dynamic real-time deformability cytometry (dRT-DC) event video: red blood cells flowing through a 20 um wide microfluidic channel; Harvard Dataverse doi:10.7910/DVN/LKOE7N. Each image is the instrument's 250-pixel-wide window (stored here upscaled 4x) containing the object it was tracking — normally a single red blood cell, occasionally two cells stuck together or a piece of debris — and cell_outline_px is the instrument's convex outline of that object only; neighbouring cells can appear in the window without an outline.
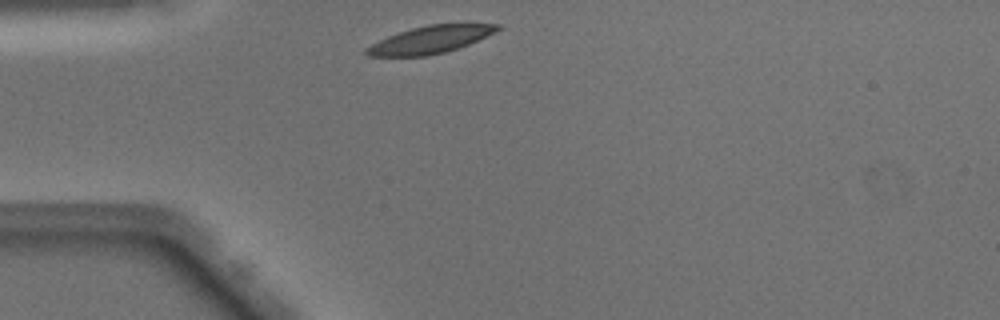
{"species": "Egyptian fruit bat (a non-hibernating species)", "species_latin": "Rousettus aegyptiacus", "temperature_condition": "warm", "stored_images_in_passage": 37, "camera_frame_rate_fps": 3000, "um_per_image_px": 0.085, "animal": {"sex": "male"}, "frame": {"image": 1, "passage_image": 1, "time_ms": 0.0, "image_size_px": [1000, 320], "cell_outline_px": [[500, 28], [468, 44], [444, 52], [428, 56], [368, 56], [364, 52], [364, 48], [388, 36], [412, 28], [428, 24], [464, 20], [500, 24]], "centroid_in_image_um": [36.64, 3.31], "position_along_channel_um": 48.4, "area_um2": 21.44}}
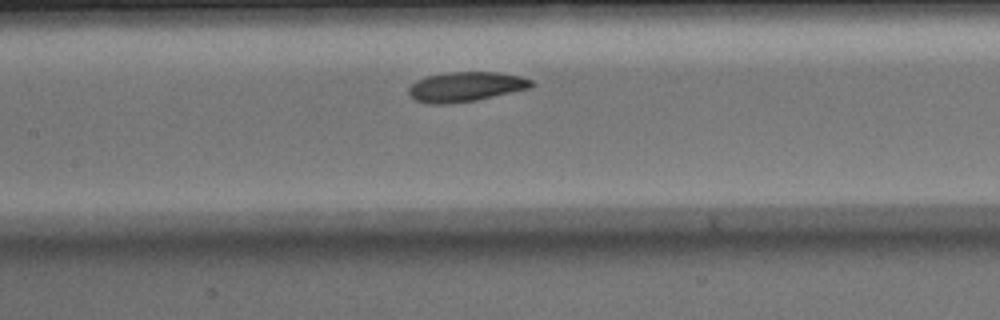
{"frame": {"image": 2, "passage_image": 11, "time_ms": 3.333, "image_size_px": [1000, 320], "cell_outline_px": [[536, 84], [532, 88], [476, 100], [452, 104], [428, 104], [416, 100], [408, 96], [408, 88], [416, 80], [428, 76], [448, 72], [496, 72], [520, 76], [532, 80]], "centroid_in_image_um": [39.59, 7.38], "position_along_channel_um": 167.8, "area_um2": 21.5}}
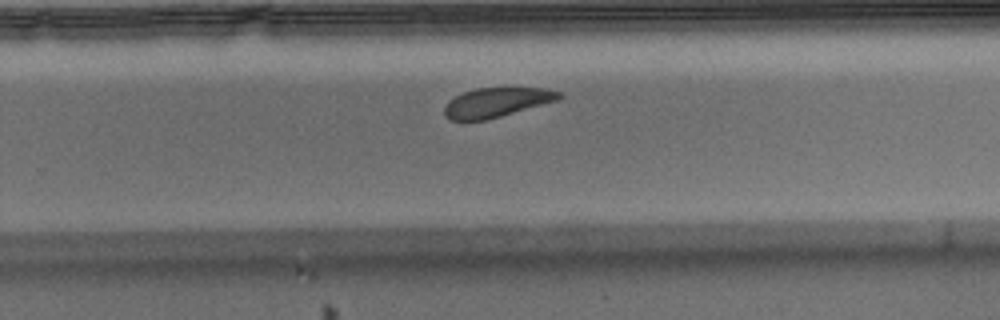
{"frame": {"image": 3, "passage_image": 20, "time_ms": 6.333, "image_size_px": [1000, 320], "cell_outline_px": [[564, 96], [560, 100], [488, 120], [448, 120], [444, 116], [444, 104], [448, 100], [464, 92], [476, 88], [544, 88], [560, 92]], "centroid_in_image_um": [42.22, 8.71], "position_along_channel_um": 287.6, "area_um2": 19.94}, "authors_computed_cell_mechanics": {"area_um2": 21.5016, "velocity_mm_per_s": 4.0068, "shape_relaxation_time_tau1_ms": 2.3759, "shape_relaxation_time_tau2_ms": 5.7356, "deformation_change_tau1": 0.0915, "deformation_change_tau2": 0.1312}}